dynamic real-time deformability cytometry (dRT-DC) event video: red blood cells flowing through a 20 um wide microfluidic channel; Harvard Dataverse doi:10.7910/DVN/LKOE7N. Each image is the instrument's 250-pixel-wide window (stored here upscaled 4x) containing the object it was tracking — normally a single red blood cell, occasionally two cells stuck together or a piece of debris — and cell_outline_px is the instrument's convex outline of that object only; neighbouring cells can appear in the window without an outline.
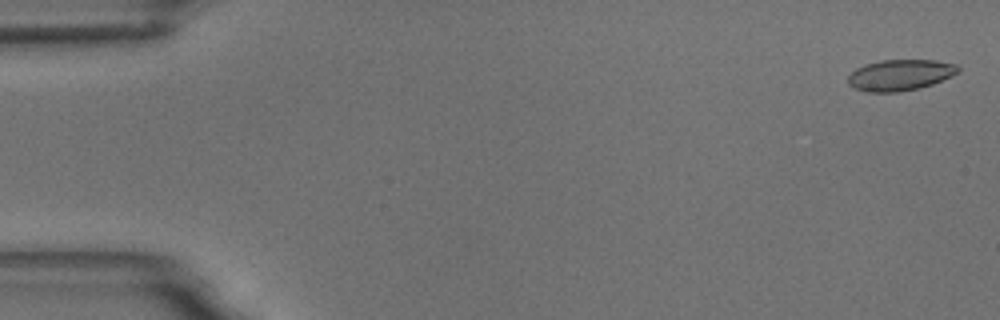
{"species": "common noctule bat (a hibernating species)", "species_latin": "Nyctalus noctula", "temperature_condition": "room temperature", "stored_images_in_passage": 58, "camera_frame_rate_fps": 3000, "um_per_image_px": 0.085, "animal": {"sex": "male", "body_mass_g": 18.8}, "frame": {"image": 1, "passage_image": 2, "time_ms": 0.333, "image_size_px": [1000, 320], "cell_outline_px": [[960, 72], [952, 76], [932, 84], [920, 88], [900, 92], [868, 92], [856, 88], [848, 84], [848, 76], [856, 68], [864, 64], [880, 60], [936, 60], [956, 64], [960, 68]], "centroid_in_image_um": [76.53, 6.37], "position_along_channel_um": 8.5, "area_um2": 20.06}}
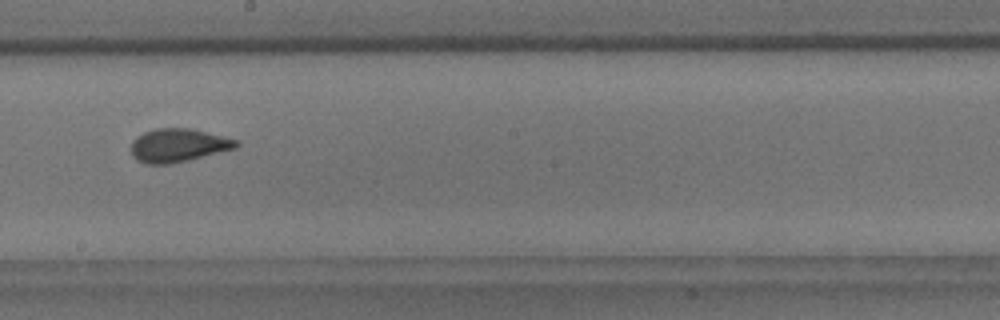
{"frame": {"image": 2, "passage_image": 33, "time_ms": 10.667, "image_size_px": [1000, 320], "cell_outline_px": [[240, 144], [236, 148], [188, 160], [168, 164], [144, 164], [136, 160], [132, 156], [132, 140], [136, 136], [144, 132], [156, 128], [192, 128], [240, 140]], "centroid_in_image_um": [15.15, 12.34], "position_along_channel_um": 233.0, "area_um2": 20.63}}
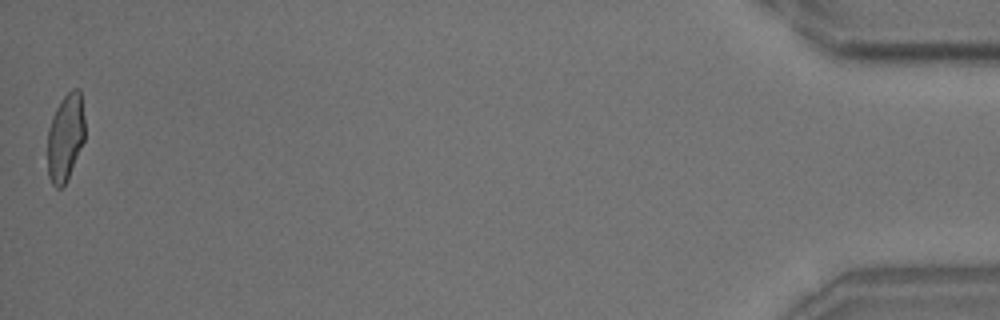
{"frame": {"image": 3, "passage_image": 58, "time_ms": 19.0, "image_size_px": [1000, 320], "cell_outline_px": [[84, 140], [68, 176], [64, 184], [60, 188], [56, 188], [52, 184], [48, 176], [48, 128], [52, 116], [60, 100], [72, 88], [80, 88], [84, 116]], "centroid_in_image_um": [5.55, 11.62], "position_along_channel_um": 429.6, "area_um2": 18.9}, "authors_computed_cell_mechanics": {"area_um2": 20.0855, "velocity_mm_per_s": 3.4855, "shape_relaxation_time_tau1_ms": 4.7329, "shape_relaxation_time_tau2_ms": 1.0684, "deformation_change_tau1": 0.1307, "deformation_change_tau2": 0.0684}}